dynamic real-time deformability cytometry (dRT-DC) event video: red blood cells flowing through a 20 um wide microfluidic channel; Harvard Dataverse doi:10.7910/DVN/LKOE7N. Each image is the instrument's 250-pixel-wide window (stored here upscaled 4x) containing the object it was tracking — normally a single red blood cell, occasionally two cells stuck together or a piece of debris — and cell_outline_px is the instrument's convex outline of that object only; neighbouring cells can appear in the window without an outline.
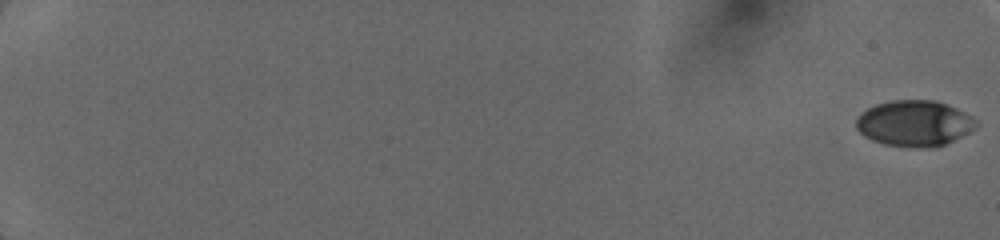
{"species": "human", "species_latin": "Homo sapiens", "temperature_condition": "cold", "stored_images_in_passage": 29, "camera_frame_rate_fps": 3000, "um_per_image_px": 0.085, "donor": {"sex": "female"}, "frame": {"image": 1, "passage_image": 1, "time_ms": 0.0, "image_size_px": [1000, 240], "cell_outline_px": [[980, 124], [976, 128], [944, 144], [932, 148], [916, 148], [884, 144], [872, 140], [864, 136], [856, 128], [856, 120], [868, 108], [876, 104], [892, 100], [936, 100], [956, 108], [972, 116]], "centroid_in_image_um": [77.74, 10.48], "position_along_channel_um": 7.3, "area_um2": 32.02}}
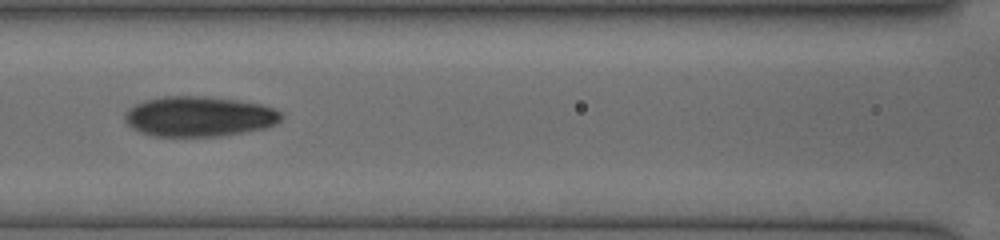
{"frame": {"image": 2, "passage_image": 26, "time_ms": 9.0, "image_size_px": [1000, 240], "cell_outline_px": [[284, 116], [276, 124], [264, 128], [244, 132], [220, 136], [152, 136], [140, 132], [132, 128], [124, 120], [124, 112], [128, 108], [144, 100], [164, 96], [204, 96], [236, 100], [260, 104], [272, 108], [280, 112]], "centroid_in_image_um": [16.89, 9.9], "position_along_channel_um": 149.7, "area_um2": 36.7}}
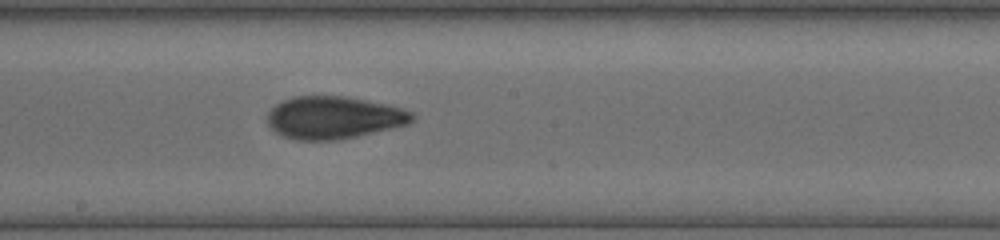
{"frame": {"image": 3, "passage_image": 29, "time_ms": 10.667, "image_size_px": [1000, 240], "cell_outline_px": [[416, 116], [408, 124], [392, 128], [356, 136], [336, 140], [296, 140], [284, 136], [276, 132], [268, 124], [268, 112], [276, 104], [284, 100], [296, 96], [344, 96], [384, 104], [400, 108], [412, 112]], "centroid_in_image_um": [28.36, 10.0], "position_along_channel_um": 219.8, "area_um2": 35.43}}